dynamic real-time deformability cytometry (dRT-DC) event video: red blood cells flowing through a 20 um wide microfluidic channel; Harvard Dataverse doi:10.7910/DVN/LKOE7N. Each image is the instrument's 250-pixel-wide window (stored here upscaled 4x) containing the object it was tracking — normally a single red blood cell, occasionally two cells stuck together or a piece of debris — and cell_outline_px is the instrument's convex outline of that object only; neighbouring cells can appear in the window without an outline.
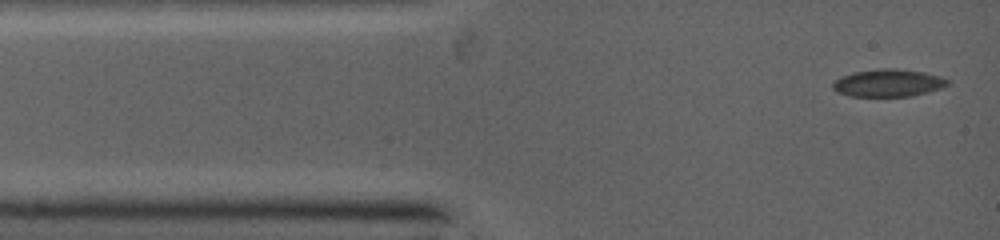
{"species": "common noctule bat (a hibernating species)", "species_latin": "Nyctalus noctula", "temperature_condition": "warm", "stored_images_in_passage": 17, "camera_frame_rate_fps": 5000, "um_per_image_px": 0.085, "animal": {"sex": "female", "body_mass_g": 19.0, "forearm_length_mm": 53.3}, "frame": {"image": 1, "passage_image": 1, "time_ms": 0.0, "image_size_px": [1000, 240], "cell_outline_px": [[948, 84], [940, 88], [928, 92], [912, 96], [848, 96], [836, 92], [832, 88], [832, 84], [840, 76], [852, 72], [876, 68], [896, 68], [924, 72], [940, 76], [948, 80]], "centroid_in_image_um": [75.45, 7.04], "position_along_channel_um": 9.5, "area_um2": 18.55}}
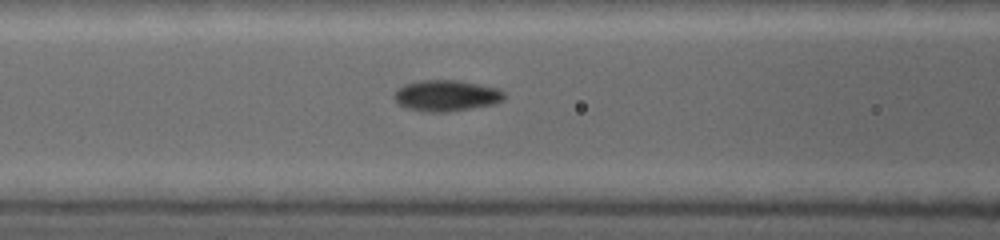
{"frame": {"image": 2, "passage_image": 10, "time_ms": 3.8, "image_size_px": [1000, 240], "cell_outline_px": [[504, 96], [500, 100], [492, 104], [444, 112], [432, 112], [408, 108], [400, 104], [396, 100], [396, 92], [404, 84], [424, 80], [452, 80], [496, 88]], "centroid_in_image_um": [37.89, 8.12], "position_along_channel_um": 128.7, "area_um2": 18.9}}
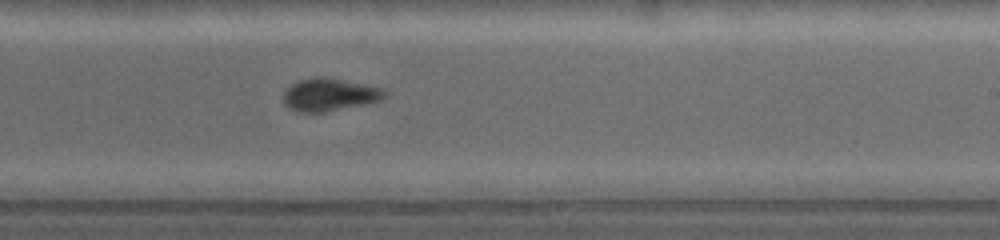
{"frame": {"image": 3, "passage_image": 17, "time_ms": 6.8, "image_size_px": [1000, 240], "cell_outline_px": [[384, 96], [376, 100], [360, 104], [320, 112], [300, 112], [292, 108], [284, 100], [284, 92], [292, 84], [300, 80], [340, 80], [380, 88], [384, 92]], "centroid_in_image_um": [27.94, 8.08], "position_along_channel_um": 261.1, "area_um2": 17.4}}